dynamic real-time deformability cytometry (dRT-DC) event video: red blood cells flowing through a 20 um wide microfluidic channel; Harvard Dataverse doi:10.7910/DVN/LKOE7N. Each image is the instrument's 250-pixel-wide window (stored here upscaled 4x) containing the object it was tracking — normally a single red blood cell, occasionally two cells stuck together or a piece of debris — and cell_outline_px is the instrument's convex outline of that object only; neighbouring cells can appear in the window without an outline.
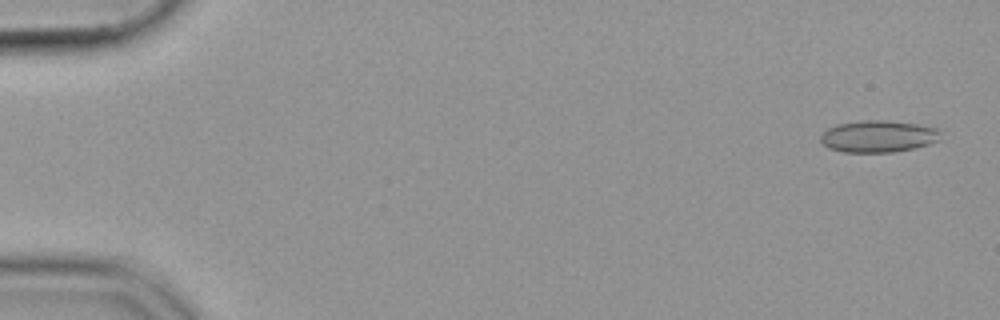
{"species": "common noctule bat (a hibernating species)", "species_latin": "Nyctalus noctula", "temperature_condition": "cold", "stored_images_in_passage": 54, "camera_frame_rate_fps": 3000, "um_per_image_px": 0.085, "animal": {"sex": "female", "body_mass_g": 19.9}, "frame": {"image": 1, "passage_image": 2, "time_ms": 0.333, "image_size_px": [1000, 320], "cell_outline_px": [[940, 140], [916, 148], [892, 152], [844, 152], [828, 148], [820, 140], [820, 136], [828, 128], [836, 124], [860, 120], [884, 120], [916, 124], [936, 128], [940, 132]], "centroid_in_image_um": [74.64, 11.59], "position_along_channel_um": 10.4, "area_um2": 22.31}}
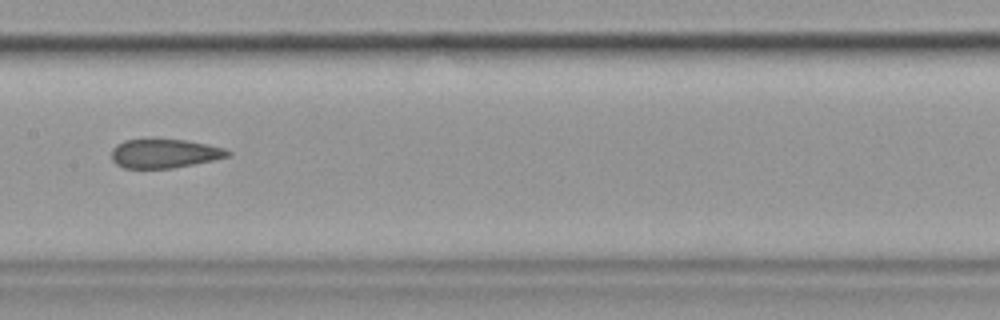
{"frame": {"image": 2, "passage_image": 28, "time_ms": 9.0, "image_size_px": [1000, 320], "cell_outline_px": [[232, 152], [228, 156], [212, 160], [172, 168], [124, 168], [116, 164], [112, 160], [112, 148], [116, 144], [124, 140], [184, 140], [208, 144], [224, 148]], "centroid_in_image_um": [13.96, 13.05], "position_along_channel_um": 193.4, "area_um2": 19.36}}
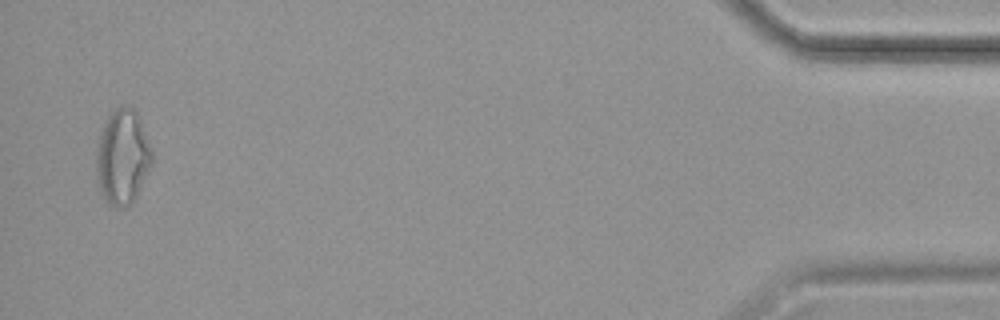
{"frame": {"image": 3, "passage_image": 53, "time_ms": 17.333, "image_size_px": [1000, 320], "cell_outline_px": [[152, 164], [132, 204], [128, 208], [116, 208], [108, 204], [104, 200], [100, 192], [96, 180], [96, 148], [100, 128], [104, 120], [116, 108], [124, 104], [136, 108], [140, 116], [152, 148]], "centroid_in_image_um": [10.4, 13.33], "position_along_channel_um": 424.8, "area_um2": 31.91}}